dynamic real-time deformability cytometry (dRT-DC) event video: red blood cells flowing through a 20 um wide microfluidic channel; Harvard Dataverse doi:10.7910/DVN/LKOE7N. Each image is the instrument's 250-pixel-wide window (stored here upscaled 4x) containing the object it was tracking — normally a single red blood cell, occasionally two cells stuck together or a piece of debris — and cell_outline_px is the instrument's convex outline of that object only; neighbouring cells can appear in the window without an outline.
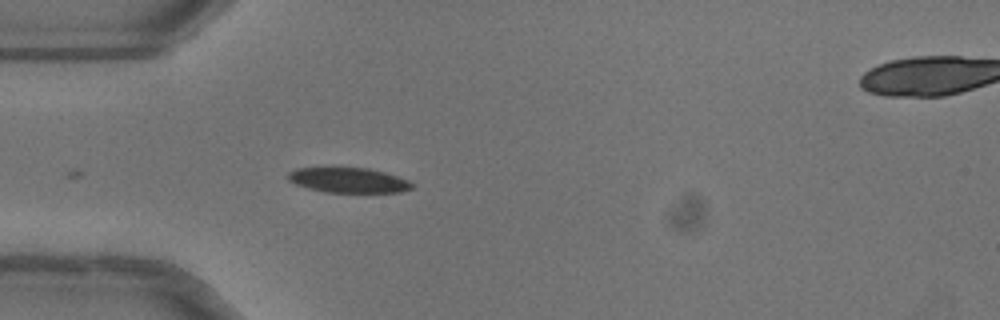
{"species": "common noctule bat (a hibernating species)", "species_latin": "Nyctalus noctula", "temperature_condition": "warm", "stored_images_in_passage": 4, "camera_frame_rate_fps": 3000, "um_per_image_px": 0.085, "animal": {"sex": "female"}, "frame": {"image": 1, "passage_image": 1, "time_ms": 0.0, "image_size_px": [1000, 320], "cell_outline_px": [[412, 188], [400, 192], [324, 192], [308, 188], [296, 184], [288, 180], [288, 172], [296, 168], [368, 168], [384, 172], [408, 180], [412, 184]], "centroid_in_image_um": [29.59, 15.32], "position_along_channel_um": 55.4, "area_um2": 17.86}}
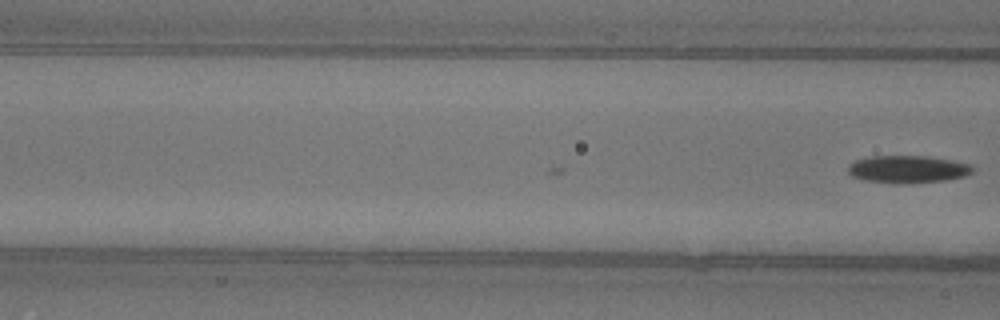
{"frame": {"image": 2, "passage_image": 4, "time_ms": 1.0, "image_size_px": [1000, 320], "cell_outline_px": [[972, 172], [964, 176], [944, 180], [908, 184], [892, 184], [864, 180], [852, 176], [848, 172], [848, 168], [856, 160], [872, 156], [928, 156], [952, 160], [968, 164], [972, 168]], "centroid_in_image_um": [77.13, 14.4], "position_along_channel_um": 89.5, "area_um2": 19.88}}